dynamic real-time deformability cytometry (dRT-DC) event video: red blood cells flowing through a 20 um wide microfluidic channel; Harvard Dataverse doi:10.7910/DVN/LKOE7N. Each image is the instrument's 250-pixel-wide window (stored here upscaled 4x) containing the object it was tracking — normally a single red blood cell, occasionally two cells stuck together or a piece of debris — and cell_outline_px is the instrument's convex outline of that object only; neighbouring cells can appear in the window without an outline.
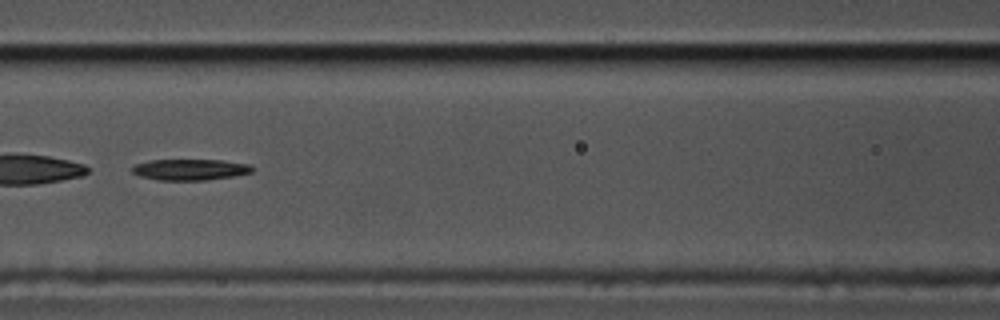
{"species": "common noctule bat (a hibernating species)", "species_latin": "Nyctalus noctula", "temperature_condition": "cold", "stored_images_in_passage": 52, "segment_of_instrument_passage": [2, 2], "camera_frame_rate_fps": 3000, "um_per_image_px": 0.085, "animal": {"sex": "male", "body_mass_g": 17.5, "forearm_length_mm": 52.3}, "frame": {"image": 1, "passage_image": 25, "time_ms": 8.0, "image_size_px": [1000, 320], "cell_outline_px": [[256, 168], [252, 172], [232, 176], [204, 180], [156, 180], [140, 176], [132, 172], [132, 168], [136, 164], [152, 160], [220, 160], [252, 164]], "centroid_in_image_um": [16.2, 14.41], "position_along_channel_um": 150.4, "area_um2": 14.74}}
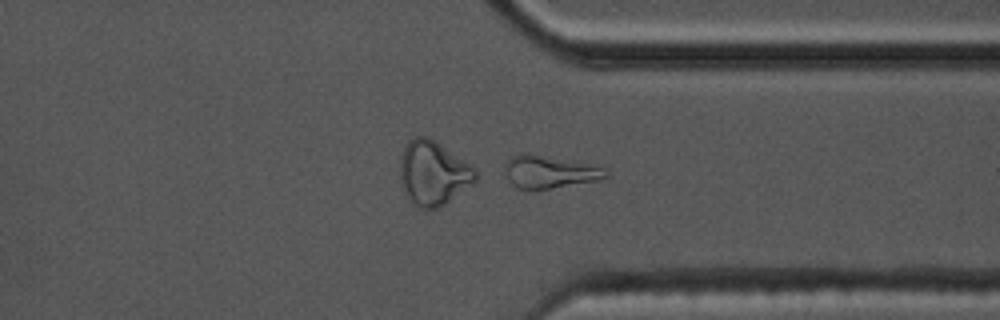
{"frame": {"image": 2, "passage_image": 43, "time_ms": 14.0, "image_size_px": [1000, 320], "cell_outline_px": [[608, 176], [600, 180], [552, 188], [520, 188], [512, 184], [508, 180], [504, 172], [504, 164], [512, 156], [520, 152], [532, 152], [600, 164], [608, 168]], "centroid_in_image_um": [46.79, 14.54], "position_along_channel_um": 364.6, "area_um2": 20.11}}